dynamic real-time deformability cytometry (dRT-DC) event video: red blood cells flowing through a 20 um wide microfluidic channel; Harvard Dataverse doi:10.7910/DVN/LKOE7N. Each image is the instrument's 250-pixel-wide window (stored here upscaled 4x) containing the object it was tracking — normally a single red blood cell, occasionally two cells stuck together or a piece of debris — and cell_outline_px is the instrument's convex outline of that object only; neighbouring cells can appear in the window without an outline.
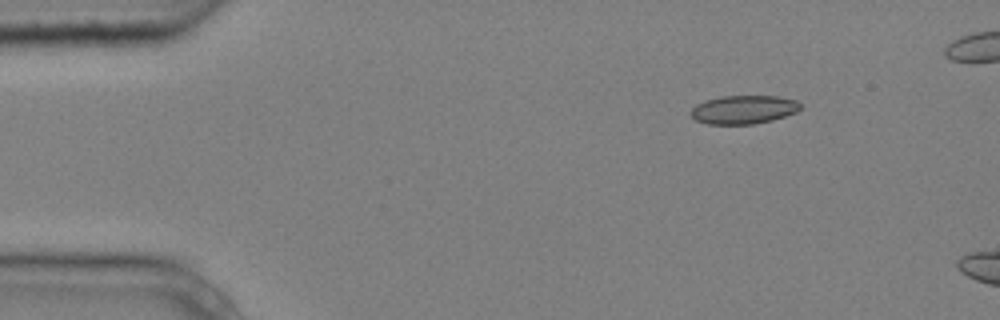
{"species": "common noctule bat (a hibernating species)", "species_latin": "Nyctalus noctula", "temperature_condition": "cold", "stored_images_in_passage": 4, "camera_frame_rate_fps": 3000, "um_per_image_px": 0.085, "animal": {"sex": "male", "body_mass_g": 20.4}, "frame": {"image": 1, "passage_image": 2, "time_ms": 0.333, "image_size_px": [1000, 320], "cell_outline_px": [[804, 104], [796, 112], [772, 120], [752, 124], [708, 124], [696, 120], [688, 112], [696, 104], [720, 96], [776, 96], [796, 100]], "centroid_in_image_um": [63.21, 9.31], "position_along_channel_um": 21.8, "area_um2": 18.21}}